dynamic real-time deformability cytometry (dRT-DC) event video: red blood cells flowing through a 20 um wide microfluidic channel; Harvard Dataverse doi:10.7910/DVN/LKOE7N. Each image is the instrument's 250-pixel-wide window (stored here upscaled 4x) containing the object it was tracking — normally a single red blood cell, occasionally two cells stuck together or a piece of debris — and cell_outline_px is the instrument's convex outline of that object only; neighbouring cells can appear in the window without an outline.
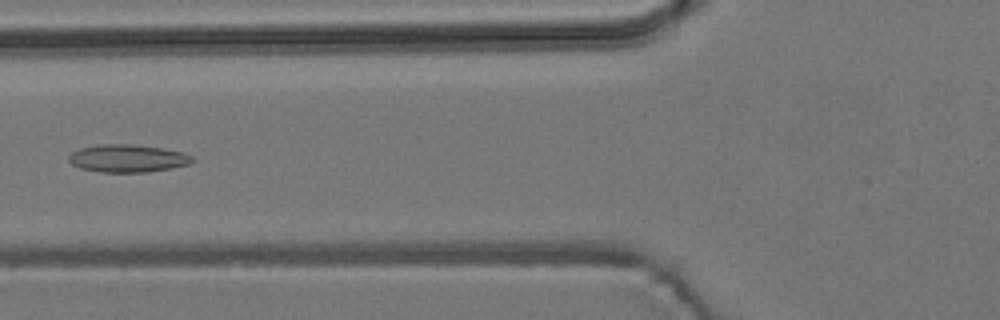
{"species": "common noctule bat (a hibernating species)", "species_latin": "Nyctalus noctula", "temperature_condition": "room temperature", "stored_images_in_passage": 7, "camera_frame_rate_fps": 3000, "um_per_image_px": 0.085, "animal": {"sex": "male", "body_mass_g": 19.2, "forearm_length_mm": 51.8}, "frame": {"image": 1, "passage_image": 6, "time_ms": 6.0, "image_size_px": [1000, 320], "cell_outline_px": [[192, 160], [188, 164], [172, 168], [148, 172], [100, 172], [80, 168], [72, 164], [68, 160], [68, 156], [72, 152], [80, 148], [100, 144], [132, 144], [160, 148], [184, 152], [192, 156]], "centroid_in_image_um": [10.82, 13.46], "position_along_channel_um": 115.0, "area_um2": 19.88}}
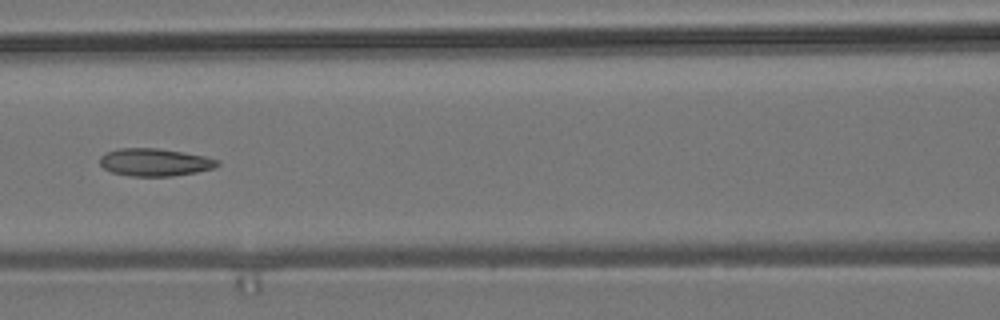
{"frame": {"image": 2, "passage_image": 7, "time_ms": 7.0, "image_size_px": [1000, 320], "cell_outline_px": [[220, 164], [212, 168], [196, 172], [172, 176], [132, 176], [112, 172], [104, 168], [100, 164], [100, 156], [108, 152], [120, 148], [160, 148], [204, 156], [220, 160]], "centroid_in_image_um": [13.16, 13.79], "position_along_channel_um": 153.4, "area_um2": 18.79}}